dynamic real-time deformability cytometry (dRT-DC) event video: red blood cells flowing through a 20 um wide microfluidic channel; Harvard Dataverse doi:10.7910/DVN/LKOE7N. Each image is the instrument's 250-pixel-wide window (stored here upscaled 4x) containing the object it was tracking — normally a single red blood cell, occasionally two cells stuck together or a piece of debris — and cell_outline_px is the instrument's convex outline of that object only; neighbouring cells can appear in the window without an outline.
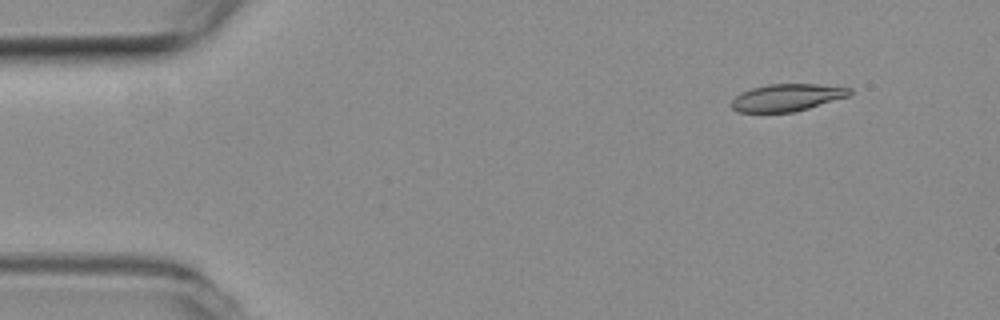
{"species": "common noctule bat (a hibernating species)", "species_latin": "Nyctalus noctula", "temperature_condition": "room temperature", "stored_images_in_passage": 5, "camera_frame_rate_fps": 3000, "um_per_image_px": 0.085, "animal": {"sex": "female", "body_mass_g": 19.3, "forearm_length_mm": 54.1}, "frame": {"image": 1, "passage_image": 2, "time_ms": 0.333, "image_size_px": [1000, 320], "cell_outline_px": [[852, 92], [848, 96], [808, 108], [792, 112], [736, 112], [732, 108], [732, 100], [740, 92], [752, 88], [768, 84], [816, 84], [852, 88]], "centroid_in_image_um": [66.87, 8.28], "position_along_channel_um": 18.1, "area_um2": 18.61}}
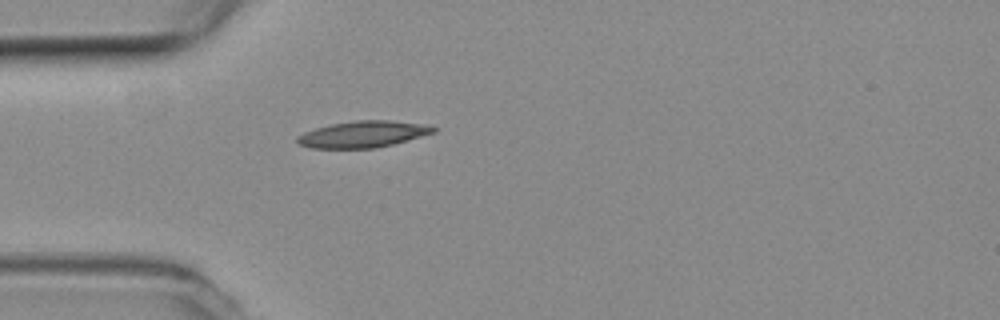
{"frame": {"image": 2, "passage_image": 5, "time_ms": 1.333, "image_size_px": [1000, 320], "cell_outline_px": [[440, 128], [436, 132], [392, 144], [376, 148], [312, 148], [300, 144], [296, 140], [296, 136], [304, 132], [316, 128], [332, 124], [356, 120], [392, 120]], "centroid_in_image_um": [30.83, 11.41], "position_along_channel_um": 54.2, "area_um2": 20.75}}